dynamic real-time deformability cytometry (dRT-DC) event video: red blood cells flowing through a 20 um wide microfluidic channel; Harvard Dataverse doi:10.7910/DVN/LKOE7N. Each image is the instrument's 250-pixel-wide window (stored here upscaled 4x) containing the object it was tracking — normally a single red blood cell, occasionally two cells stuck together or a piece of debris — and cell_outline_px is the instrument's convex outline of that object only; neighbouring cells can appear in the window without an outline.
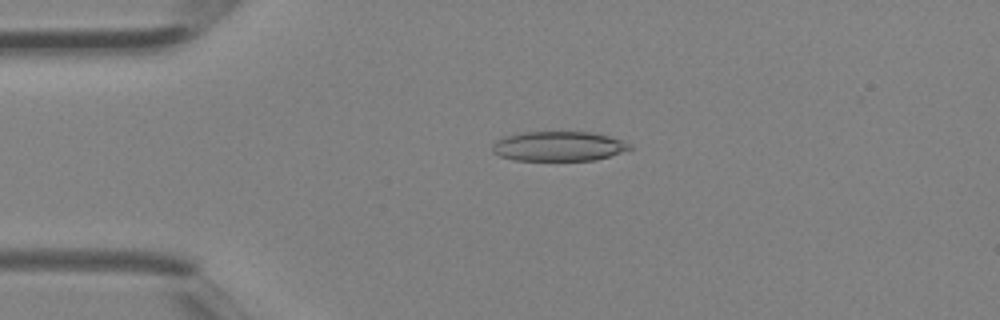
{"species": "Egyptian fruit bat (a non-hibernating species)", "species_latin": "Rousettus aegyptiacus", "temperature_condition": "room temperature", "stored_images_in_passage": 4, "camera_frame_rate_fps": 3000, "um_per_image_px": 0.085, "animal": {"sex": "female"}, "frame": {"image": 1, "passage_image": 3, "time_ms": 0.667, "image_size_px": [1000, 320], "cell_outline_px": [[632, 148], [596, 160], [512, 160], [500, 156], [492, 152], [492, 144], [496, 140], [504, 136], [524, 132], [592, 132], [608, 136], [632, 144]], "centroid_in_image_um": [47.43, 12.43], "position_along_channel_um": 37.6, "area_um2": 23.7}}